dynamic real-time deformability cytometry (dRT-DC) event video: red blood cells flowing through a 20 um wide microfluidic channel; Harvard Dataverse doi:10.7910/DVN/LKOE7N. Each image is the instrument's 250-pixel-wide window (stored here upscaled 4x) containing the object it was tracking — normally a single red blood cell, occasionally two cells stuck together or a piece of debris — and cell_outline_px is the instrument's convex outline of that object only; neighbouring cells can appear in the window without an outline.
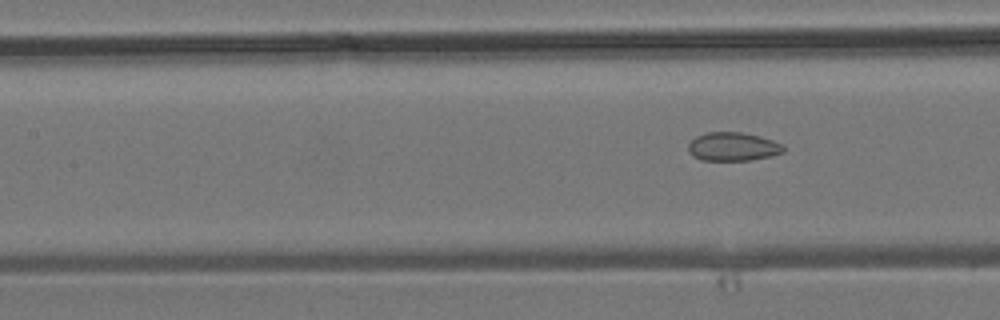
{"species": "common noctule bat (a hibernating species)", "species_latin": "Nyctalus noctula", "temperature_condition": "room temperature", "stored_images_in_passage": 6, "camera_frame_rate_fps": 3000, "um_per_image_px": 0.085, "animal": {"sex": "male", "body_mass_g": 19.2, "forearm_length_mm": 51.8}, "frame": {"image": 1, "passage_image": 6, "time_ms": 6.0, "image_size_px": [1000, 320], "cell_outline_px": [[784, 152], [772, 156], [752, 160], [700, 160], [692, 156], [688, 152], [688, 144], [696, 136], [708, 132], [740, 132], [760, 136], [772, 140], [780, 144], [784, 148]], "centroid_in_image_um": [62.27, 12.47], "position_along_channel_um": 145.1, "area_um2": 15.9}}